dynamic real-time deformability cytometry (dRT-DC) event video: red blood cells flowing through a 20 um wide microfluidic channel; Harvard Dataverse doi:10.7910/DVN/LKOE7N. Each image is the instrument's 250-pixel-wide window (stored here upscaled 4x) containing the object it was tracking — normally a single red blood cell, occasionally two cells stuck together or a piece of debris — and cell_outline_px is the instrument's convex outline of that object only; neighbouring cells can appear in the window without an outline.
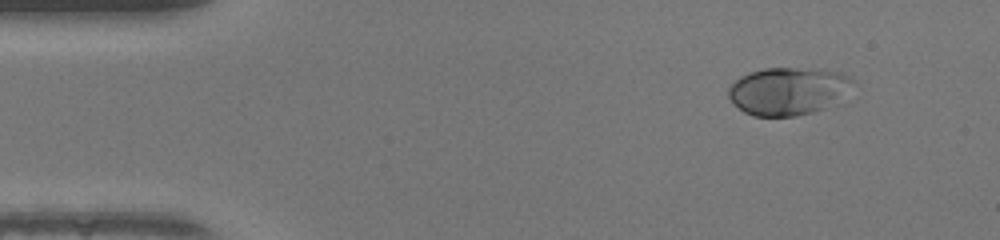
{"species": "human", "species_latin": "Homo sapiens", "temperature_condition": "warm", "stored_images_in_passage": 44, "camera_frame_rate_fps": 3000, "um_per_image_px": 0.085, "donor": {"sex": "female"}, "frame": {"image": 1, "passage_image": 1, "time_ms": 0.0, "image_size_px": [1000, 240], "cell_outline_px": [[796, 112], [784, 116], [760, 116], [748, 112], [740, 108], [732, 100], [732, 88], [740, 80], [756, 72], [776, 68], [796, 72]], "centroid_in_image_um": [65.21, 7.91], "position_along_channel_um": 19.8, "area_um2": 18.38}}
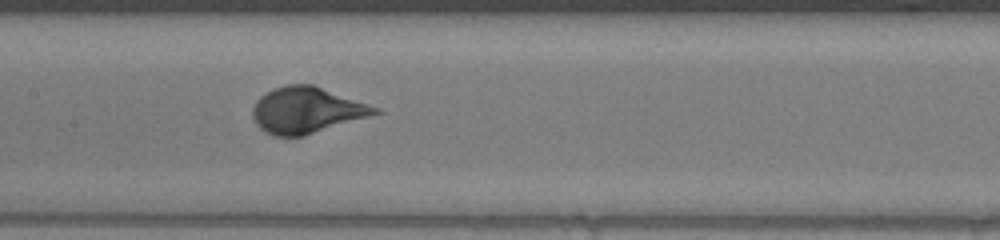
{"frame": {"image": 2, "passage_image": 19, "time_ms": 6.0, "image_size_px": [1000, 240], "cell_outline_px": [[372, 112], [308, 132], [292, 136], [288, 136], [272, 132], [256, 116], [256, 108], [260, 100], [264, 96], [280, 88], [316, 88], [356, 104]], "centroid_in_image_um": [25.85, 9.39], "position_along_channel_um": 181.5, "area_um2": 26.07}}
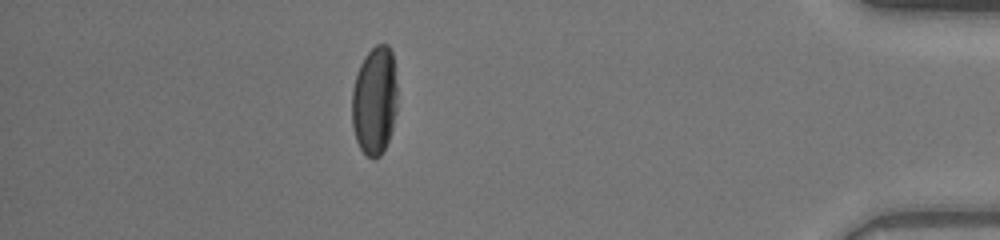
{"frame": {"image": 3, "passage_image": 38, "time_ms": 12.333, "image_size_px": [1000, 240], "cell_outline_px": [[392, 92], [388, 136], [384, 148], [376, 156], [368, 156], [364, 152], [356, 136], [352, 112], [352, 100], [356, 80], [360, 68], [364, 60], [380, 44], [384, 44], [388, 48], [392, 56]], "centroid_in_image_um": [31.74, 8.57], "position_along_channel_um": 403.5, "area_um2": 24.85}}